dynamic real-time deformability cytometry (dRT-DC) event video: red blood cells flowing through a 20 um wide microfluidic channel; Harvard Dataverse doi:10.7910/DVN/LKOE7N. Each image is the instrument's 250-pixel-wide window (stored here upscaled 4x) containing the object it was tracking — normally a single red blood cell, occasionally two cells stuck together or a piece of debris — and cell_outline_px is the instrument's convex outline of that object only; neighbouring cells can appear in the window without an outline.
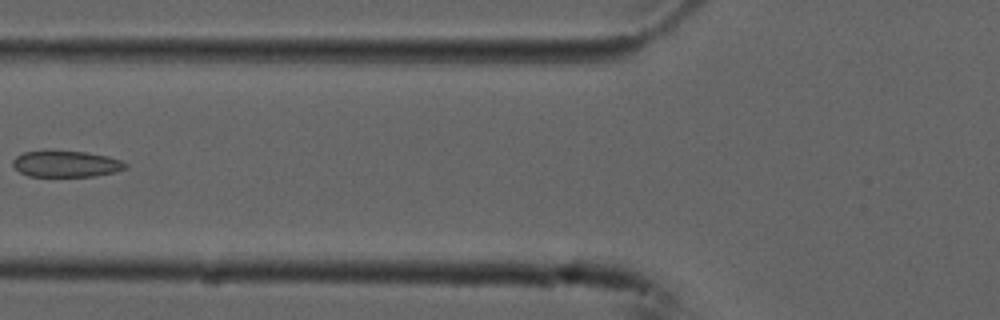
{"species": "common noctule bat (a hibernating species)", "species_latin": "Nyctalus noctula", "temperature_condition": "cold", "stored_images_in_passage": 6, "camera_frame_rate_fps": 3000, "um_per_image_px": 0.085, "animal": {"sex": "male", "forearm_length_mm": 52.5}, "frame": {"image": 1, "passage_image": 6, "time_ms": 1.667, "image_size_px": [1000, 320], "cell_outline_px": [[128, 168], [116, 172], [96, 176], [28, 176], [20, 172], [12, 164], [12, 160], [16, 156], [24, 152], [84, 152], [108, 156], [120, 160], [128, 164]], "centroid_in_image_um": [5.66, 13.95], "position_along_channel_um": 120.1, "area_um2": 16.99}}